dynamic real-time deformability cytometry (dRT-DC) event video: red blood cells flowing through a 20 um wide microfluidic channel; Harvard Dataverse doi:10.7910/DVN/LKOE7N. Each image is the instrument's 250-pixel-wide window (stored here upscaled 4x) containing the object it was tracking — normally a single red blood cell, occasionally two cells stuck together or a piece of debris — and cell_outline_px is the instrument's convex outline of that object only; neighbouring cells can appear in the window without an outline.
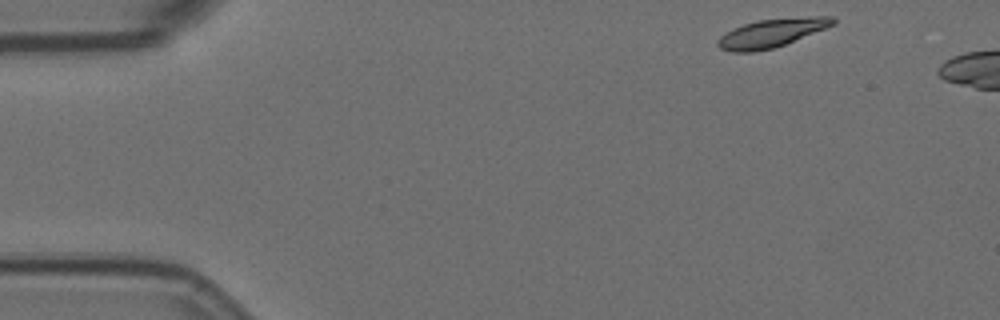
{"species": "Egyptian fruit bat (a non-hibernating species)", "species_latin": "Rousettus aegyptiacus", "temperature_condition": "room temperature", "stored_images_in_passage": 4, "segment_of_instrument_passage": [1, 2], "camera_frame_rate_fps": 3000, "um_per_image_px": 0.085, "animal": {"sex": "female"}, "frame": {"image": 1, "passage_image": 1, "time_ms": 0.0, "image_size_px": [1000, 320], "cell_outline_px": [[836, 24], [784, 44], [772, 48], [752, 52], [732, 52], [720, 48], [716, 44], [716, 40], [720, 36], [732, 28], [744, 24], [760, 20], [812, 16], [832, 16], [836, 20]], "centroid_in_image_um": [65.56, 2.8], "position_along_channel_um": 19.4, "area_um2": 18.9}}